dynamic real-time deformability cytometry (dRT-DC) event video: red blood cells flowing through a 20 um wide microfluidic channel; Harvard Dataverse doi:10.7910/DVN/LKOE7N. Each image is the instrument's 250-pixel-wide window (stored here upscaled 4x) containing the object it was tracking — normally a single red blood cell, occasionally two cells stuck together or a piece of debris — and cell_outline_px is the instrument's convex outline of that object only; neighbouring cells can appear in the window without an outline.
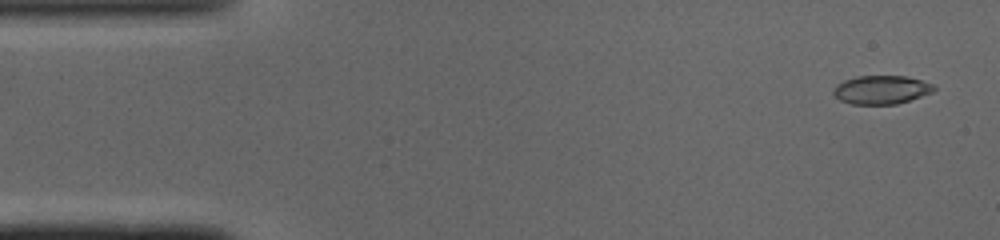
{"species": "common noctule bat (a hibernating species)", "species_latin": "Nyctalus noctula", "temperature_condition": "cold", "stored_images_in_passage": 48, "camera_frame_rate_fps": 3000, "um_per_image_px": 0.085, "animal": {"sex": "male", "body_mass_g": 19.0, "forearm_length_mm": 50.8}, "frame": {"image": 1, "passage_image": 2, "time_ms": 0.333, "image_size_px": [1000, 240], "cell_outline_px": [[936, 88], [932, 92], [896, 104], [852, 104], [840, 100], [832, 92], [832, 88], [836, 84], [844, 80], [860, 76], [904, 76], [920, 80], [932, 84]], "centroid_in_image_um": [74.87, 7.63], "position_along_channel_um": 10.1, "area_um2": 16.53}}
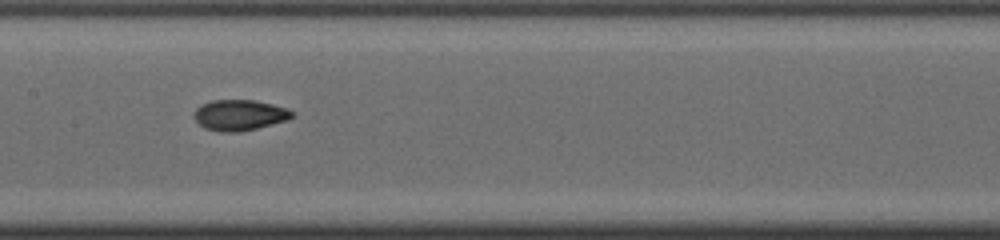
{"frame": {"image": 2, "passage_image": 23, "time_ms": 7.333, "image_size_px": [1000, 240], "cell_outline_px": [[296, 116], [288, 120], [240, 132], [220, 132], [204, 128], [196, 120], [196, 108], [212, 100], [252, 100], [272, 104], [296, 112]], "centroid_in_image_um": [20.41, 9.79], "position_along_channel_um": 187.0, "area_um2": 17.4}}
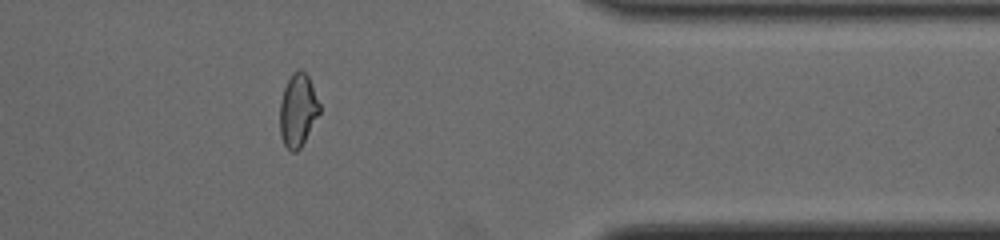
{"frame": {"image": 3, "passage_image": 39, "time_ms": 12.667, "image_size_px": [1000, 240], "cell_outline_px": [[320, 112], [300, 148], [296, 152], [292, 152], [284, 144], [280, 136], [280, 100], [284, 88], [292, 72], [300, 68], [308, 76], [320, 104]], "centroid_in_image_um": [25.31, 9.36], "position_along_channel_um": 386.1, "area_um2": 16.76}, "authors_computed_cell_mechanics": {"area_um2": 17.1666, "velocity_mm_per_s": 4.1099, "shape_relaxation_time_tau1_ms": 7.0182, "shape_relaxation_time_tau2_ms": 1.6669, "deformation_change_tau1": 0.1869, "deformation_change_tau2": 0.0684}}